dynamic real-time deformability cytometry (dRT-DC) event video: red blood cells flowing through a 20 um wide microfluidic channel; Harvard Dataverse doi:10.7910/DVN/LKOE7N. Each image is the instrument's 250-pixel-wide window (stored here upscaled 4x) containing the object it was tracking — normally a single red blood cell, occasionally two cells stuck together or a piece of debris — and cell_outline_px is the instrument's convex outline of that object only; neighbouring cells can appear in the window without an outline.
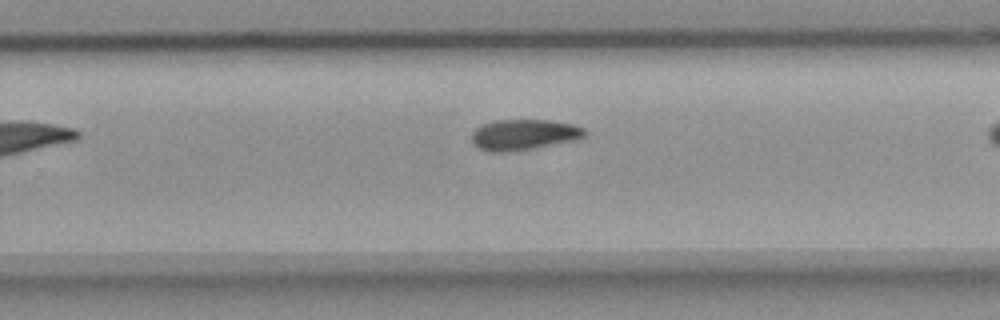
{"species": "common noctule bat (a hibernating species)", "species_latin": "Nyctalus noctula", "temperature_condition": "room temperature", "stored_images_in_passage": 10, "segment_of_instrument_passage": [2, 2], "camera_frame_rate_fps": 3000, "um_per_image_px": 0.085, "animal": {"sex": "female", "body_mass_g": 18.4}, "frame": {"image": 1, "passage_image": 10, "time_ms": 3.0, "image_size_px": [1000, 320], "cell_outline_px": [[588, 132], [584, 136], [536, 148], [508, 152], [492, 152], [480, 148], [472, 140], [472, 132], [476, 128], [492, 120], [548, 120], [572, 124], [584, 128]], "centroid_in_image_um": [44.49, 11.43], "position_along_channel_um": 285.3, "area_um2": 19.88}}